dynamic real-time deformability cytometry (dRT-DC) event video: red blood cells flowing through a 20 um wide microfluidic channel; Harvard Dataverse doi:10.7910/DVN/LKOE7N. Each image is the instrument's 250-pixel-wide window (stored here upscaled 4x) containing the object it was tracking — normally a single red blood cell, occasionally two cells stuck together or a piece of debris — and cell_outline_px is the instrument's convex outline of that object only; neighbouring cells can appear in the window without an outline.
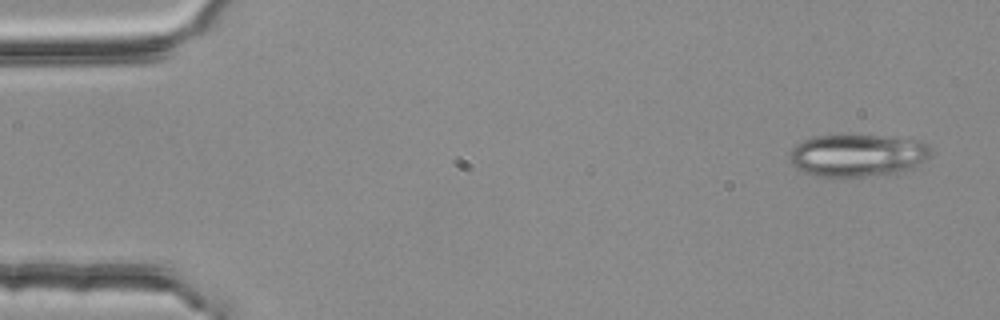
{"species": "common noctule bat (a hibernating species)", "species_latin": "Nyctalus noctula", "temperature_condition": "room temperature", "stored_images_in_passage": 3, "camera_frame_rate_fps": 3000, "um_per_image_px": 0.085, "animal": {"sex": "female", "body_mass_g": 25.1}, "frame": {"image": 1, "passage_image": 1, "time_ms": 0.0, "image_size_px": [1000, 320], "cell_outline_px": [[932, 148], [928, 156], [924, 160], [912, 168], [904, 172], [884, 176], [816, 176], [804, 172], [796, 168], [792, 164], [788, 156], [792, 148], [796, 144], [804, 140], [816, 136], [848, 132], [924, 140]], "centroid_in_image_um": [72.92, 13.16], "position_along_channel_um": 12.1, "area_um2": 36.18}}